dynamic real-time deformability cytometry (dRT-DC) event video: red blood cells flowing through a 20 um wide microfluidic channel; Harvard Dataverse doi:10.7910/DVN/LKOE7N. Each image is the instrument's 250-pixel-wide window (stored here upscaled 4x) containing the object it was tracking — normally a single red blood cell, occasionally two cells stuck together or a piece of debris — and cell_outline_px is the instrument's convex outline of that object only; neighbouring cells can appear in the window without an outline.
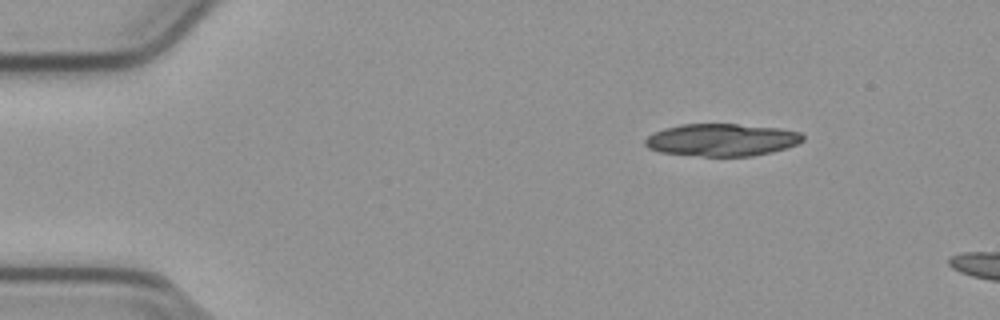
{"species": "common noctule bat (a hibernating species)", "species_latin": "Nyctalus noctula", "temperature_condition": "cold", "stored_images_in_passage": 11, "camera_frame_rate_fps": 3000, "um_per_image_px": 0.085, "animal": {"sex": "male", "body_mass_g": 23.1, "forearm_length_mm": 52.7}, "frame": {"image": 1, "passage_image": 2, "time_ms": 0.333, "image_size_px": [1000, 320], "cell_outline_px": [[804, 140], [796, 144], [772, 152], [752, 156], [700, 156], [660, 152], [648, 148], [644, 144], [644, 140], [648, 136], [664, 128], [684, 124], [736, 124], [780, 128], [800, 132], [804, 136]], "centroid_in_image_um": [61.35, 11.89], "position_along_channel_um": 23.7, "area_um2": 29.71}}